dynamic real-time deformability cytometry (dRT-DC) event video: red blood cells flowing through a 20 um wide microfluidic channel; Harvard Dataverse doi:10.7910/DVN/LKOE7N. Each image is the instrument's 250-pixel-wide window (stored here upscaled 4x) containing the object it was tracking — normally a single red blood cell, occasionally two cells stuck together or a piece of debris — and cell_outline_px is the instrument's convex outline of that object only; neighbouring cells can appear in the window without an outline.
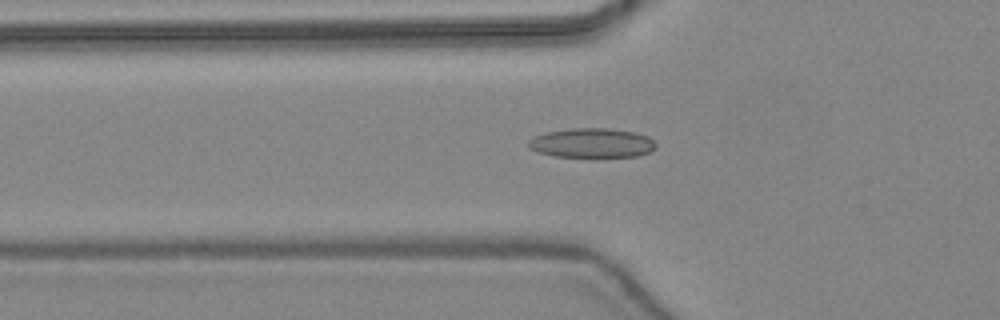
{"species": "common noctule bat (a hibernating species)", "species_latin": "Nyctalus noctula", "temperature_condition": "warm", "stored_images_in_passage": 47, "camera_frame_rate_fps": 3000, "um_per_image_px": 0.085, "animal": {"sex": "female", "body_mass_g": 24.6, "forearm_length_mm": 56.2}, "frame": {"image": 1, "passage_image": 18, "time_ms": 5.667, "image_size_px": [1000, 320], "cell_outline_px": [[656, 148], [652, 152], [636, 156], [596, 160], [592, 160], [556, 156], [540, 152], [528, 148], [528, 140], [532, 136], [548, 132], [572, 128], [608, 128], [636, 132], [648, 136], [656, 144]], "centroid_in_image_um": [50.34, 12.2], "position_along_channel_um": 75.5, "area_um2": 23.0}}
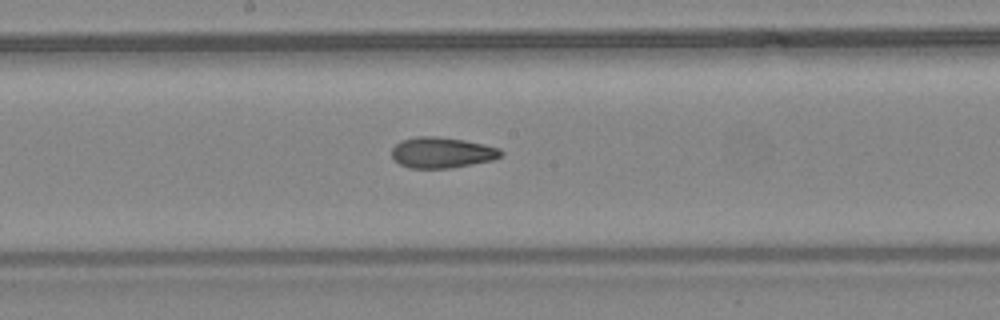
{"frame": {"image": 2, "passage_image": 27, "time_ms": 8.667, "image_size_px": [1000, 320], "cell_outline_px": [[504, 152], [496, 160], [452, 168], [408, 168], [392, 160], [392, 148], [400, 140], [416, 136], [436, 136], [464, 140], [484, 144], [500, 148]], "centroid_in_image_um": [37.57, 12.97], "position_along_channel_um": 210.6, "area_um2": 19.94}}
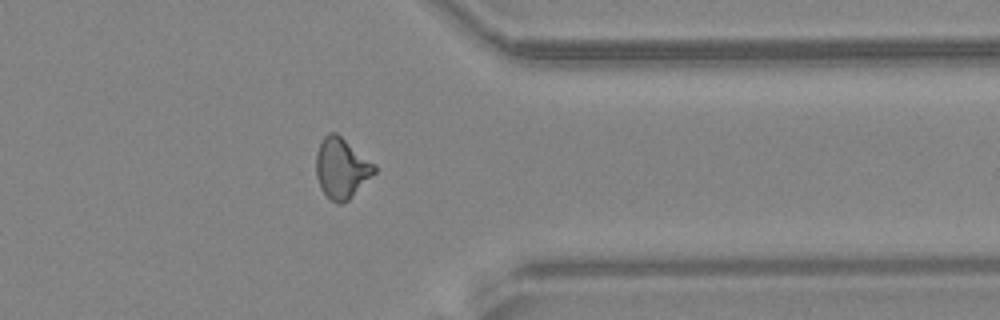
{"frame": {"image": 3, "passage_image": 39, "time_ms": 12.667, "image_size_px": [1000, 320], "cell_outline_px": [[376, 172], [348, 200], [340, 204], [336, 204], [320, 188], [316, 176], [316, 152], [324, 136], [328, 132], [336, 132], [376, 164]], "centroid_in_image_um": [29.03, 14.28], "position_along_channel_um": 382.4, "area_um2": 20.52}}